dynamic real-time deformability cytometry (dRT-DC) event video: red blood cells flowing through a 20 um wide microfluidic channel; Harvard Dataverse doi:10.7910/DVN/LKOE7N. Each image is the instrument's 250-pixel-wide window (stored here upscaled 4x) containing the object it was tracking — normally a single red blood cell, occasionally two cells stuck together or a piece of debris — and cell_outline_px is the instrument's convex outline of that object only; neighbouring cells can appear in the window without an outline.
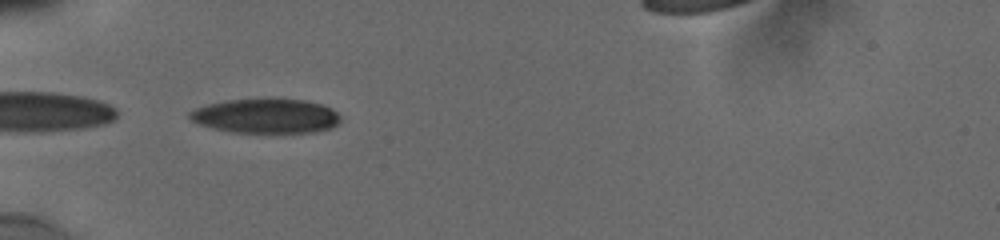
{"species": "human", "species_latin": "Homo sapiens", "temperature_condition": "cold", "stored_images_in_passage": 57, "segment_of_instrument_passage": [2, 2], "camera_frame_rate_fps": 3000, "um_per_image_px": 0.085, "donor": {"sex": "male"}, "frame": {"image": 1, "passage_image": 28, "time_ms": 6.667, "image_size_px": [1000, 240], "cell_outline_px": [[340, 120], [332, 128], [316, 132], [232, 132], [212, 128], [196, 124], [188, 116], [188, 112], [196, 108], [208, 104], [228, 100], [304, 100], [324, 104], [332, 108], [340, 116]], "centroid_in_image_um": [22.6, 9.87], "position_along_channel_um": 62.4, "area_um2": 30.06}}
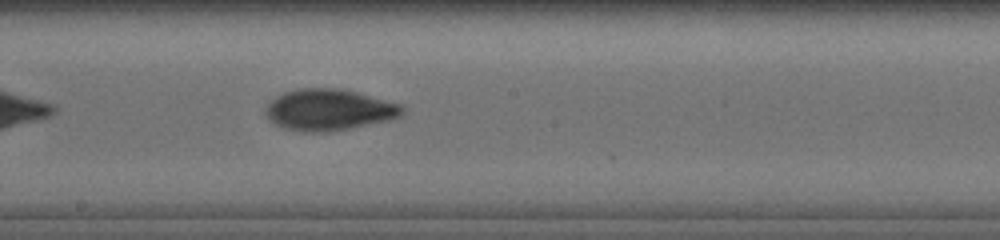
{"frame": {"image": 2, "passage_image": 40, "time_ms": 11.0, "image_size_px": [1000, 240], "cell_outline_px": [[408, 108], [400, 116], [388, 120], [332, 132], [304, 132], [288, 128], [276, 124], [264, 112], [264, 108], [276, 96], [284, 92], [300, 88], [340, 88], [404, 104]], "centroid_in_image_um": [28.02, 9.32], "position_along_channel_um": 220.2, "area_um2": 33.0}}
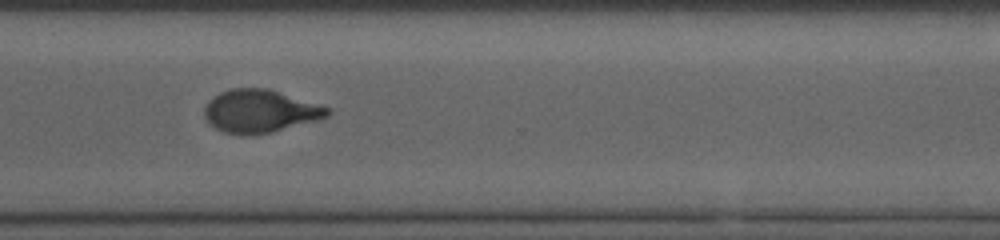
{"frame": {"image": 3, "passage_image": 56, "time_ms": 14.333, "image_size_px": [1000, 240], "cell_outline_px": [[332, 112], [328, 116], [316, 120], [272, 132], [240, 136], [224, 132], [216, 128], [204, 116], [204, 108], [208, 100], [220, 92], [232, 88], [268, 88], [320, 104], [328, 108]], "centroid_in_image_um": [22.09, 9.44], "position_along_channel_um": 348.5, "area_um2": 30.75}}